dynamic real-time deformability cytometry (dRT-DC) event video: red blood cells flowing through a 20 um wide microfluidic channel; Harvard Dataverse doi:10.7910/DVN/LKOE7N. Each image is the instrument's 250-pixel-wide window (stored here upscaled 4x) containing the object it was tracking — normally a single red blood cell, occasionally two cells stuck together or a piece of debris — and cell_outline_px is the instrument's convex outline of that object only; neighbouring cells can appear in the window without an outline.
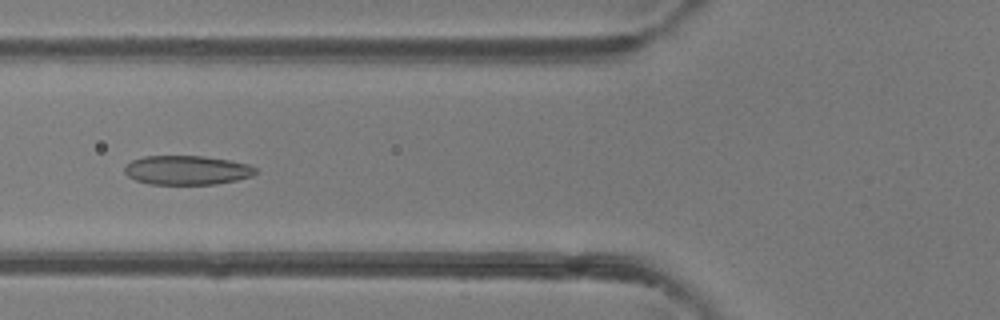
{"species": "common noctule bat (a hibernating species)", "species_latin": "Nyctalus noctula", "temperature_condition": "room temperature", "stored_images_in_passage": 46, "camera_frame_rate_fps": 3000, "um_per_image_px": 0.085, "animal": {"sex": "female"}, "frame": {"image": 1, "passage_image": 17, "time_ms": 5.333, "image_size_px": [1000, 320], "cell_outline_px": [[256, 172], [252, 176], [236, 180], [216, 184], [148, 184], [136, 180], [128, 176], [124, 172], [124, 168], [132, 160], [144, 156], [204, 156], [228, 160], [248, 164], [256, 168]], "centroid_in_image_um": [15.88, 14.46], "position_along_channel_um": 109.9, "area_um2": 22.2}}
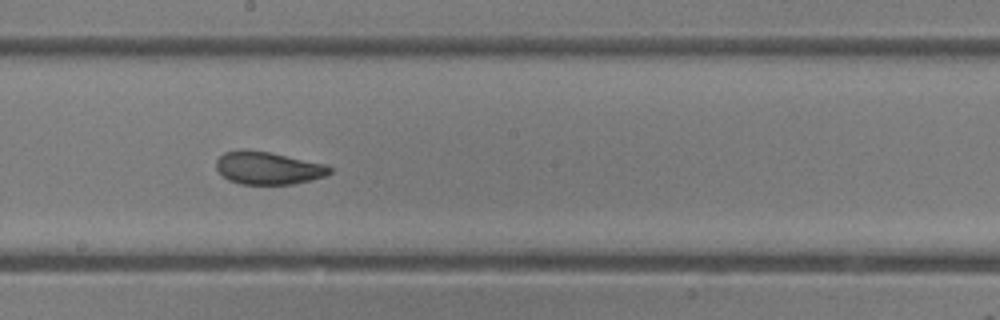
{"frame": {"image": 2, "passage_image": 25, "time_ms": 8.0, "image_size_px": [1000, 320], "cell_outline_px": [[332, 172], [324, 176], [292, 184], [240, 184], [228, 180], [216, 168], [216, 160], [224, 152], [268, 152], [328, 164], [332, 168]], "centroid_in_image_um": [22.83, 14.31], "position_along_channel_um": 225.4, "area_um2": 21.04}}
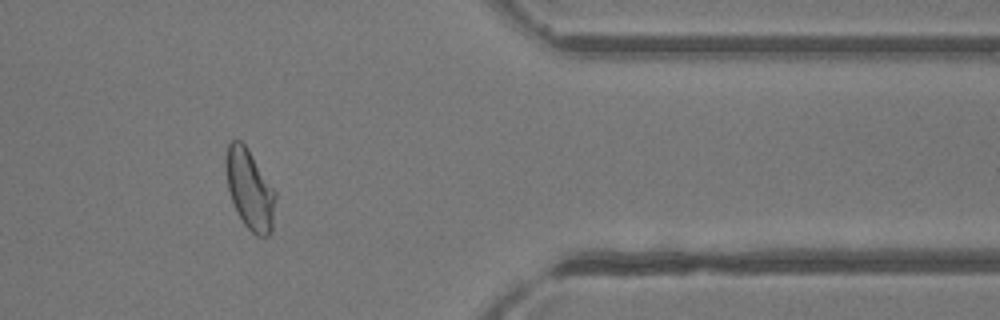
{"frame": {"image": 3, "passage_image": 38, "time_ms": 12.333, "image_size_px": [1000, 320], "cell_outline_px": [[276, 196], [272, 232], [268, 236], [256, 236], [244, 224], [232, 200], [228, 188], [224, 160], [228, 144], [232, 140], [240, 140], [244, 144], [276, 192]], "centroid_in_image_um": [21.23, 16.11], "position_along_channel_um": 390.2, "area_um2": 22.83}, "authors_computed_cell_mechanics": {"area_um2": 23.1489, "velocity_mm_per_s": 4.3193, "shape_relaxation_time_tau1_ms": 5.1321, "shape_relaxation_time_tau2_ms": 1.1384, "deformation_change_tau1": 0.1472, "deformation_change_tau2": 0.0732}}